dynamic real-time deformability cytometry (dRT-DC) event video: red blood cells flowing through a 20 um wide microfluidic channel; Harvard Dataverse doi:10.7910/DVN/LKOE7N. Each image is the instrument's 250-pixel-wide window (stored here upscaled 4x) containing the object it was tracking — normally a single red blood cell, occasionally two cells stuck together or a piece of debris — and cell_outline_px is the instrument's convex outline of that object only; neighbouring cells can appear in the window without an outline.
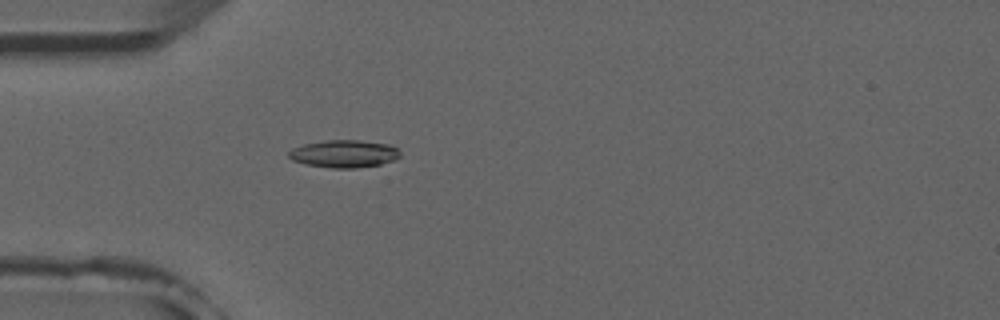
{"species": "common noctule bat (a hibernating species)", "species_latin": "Nyctalus noctula", "temperature_condition": "room temperature", "stored_images_in_passage": 5, "camera_frame_rate_fps": 3000, "um_per_image_px": 0.085, "animal": {"sex": "male", "forearm_length_mm": 52.5}, "frame": {"image": 1, "passage_image": 5, "time_ms": 4.667, "image_size_px": [1000, 320], "cell_outline_px": [[400, 156], [396, 160], [380, 164], [356, 168], [332, 168], [304, 164], [292, 160], [288, 156], [288, 152], [292, 148], [304, 144], [328, 140], [360, 140], [388, 144], [396, 148], [400, 152]], "centroid_in_image_um": [29.24, 13.07], "position_along_channel_um": 55.8, "area_um2": 17.92}}